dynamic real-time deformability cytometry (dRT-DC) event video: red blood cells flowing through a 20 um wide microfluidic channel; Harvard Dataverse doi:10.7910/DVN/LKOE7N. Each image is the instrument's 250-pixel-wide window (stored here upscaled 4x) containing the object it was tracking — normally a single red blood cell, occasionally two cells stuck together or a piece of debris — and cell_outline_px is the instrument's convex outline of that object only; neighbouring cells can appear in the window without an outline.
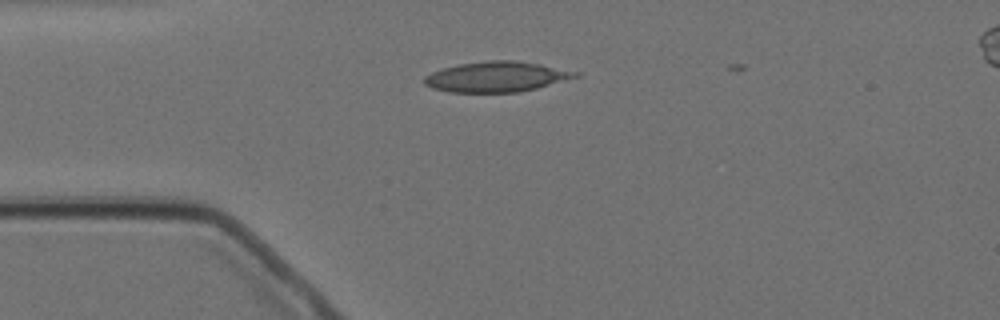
{"species": "Egyptian fruit bat (a non-hibernating species)", "species_latin": "Rousettus aegyptiacus", "temperature_condition": "cold", "stored_images_in_passage": 2, "camera_frame_rate_fps": 3000, "um_per_image_px": 0.085, "animal": {"sex": "female"}, "frame": {"image": 1, "passage_image": 1, "time_ms": 0.0, "image_size_px": [1000, 320], "cell_outline_px": [[580, 76], [536, 88], [520, 92], [448, 92], [432, 88], [424, 84], [424, 76], [432, 72], [456, 64], [488, 60], [516, 60], [540, 64], [580, 72]], "centroid_in_image_um": [42.19, 6.52], "position_along_channel_um": 42.8, "area_um2": 26.76}}
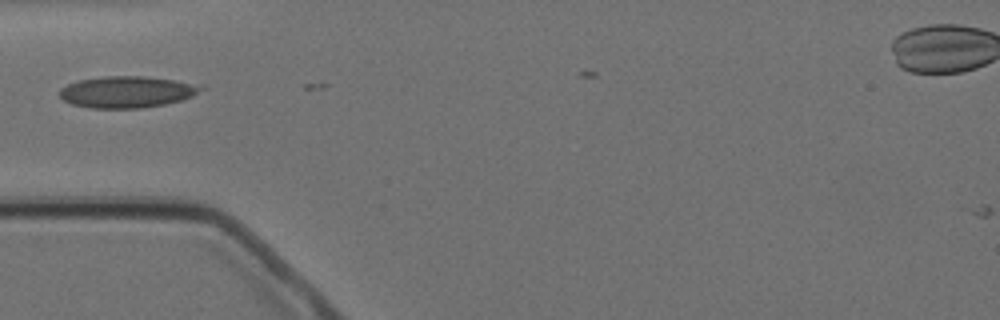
{"frame": {"image": 2, "passage_image": 2, "time_ms": 1.333, "image_size_px": [1000, 320], "cell_outline_px": [[208, 88], [192, 96], [180, 100], [164, 104], [140, 108], [92, 108], [72, 104], [64, 100], [60, 96], [60, 88], [68, 84], [80, 80], [104, 76], [144, 76], [176, 80], [204, 84]], "centroid_in_image_um": [10.87, 7.8], "position_along_channel_um": 74.1, "area_um2": 26.13}}